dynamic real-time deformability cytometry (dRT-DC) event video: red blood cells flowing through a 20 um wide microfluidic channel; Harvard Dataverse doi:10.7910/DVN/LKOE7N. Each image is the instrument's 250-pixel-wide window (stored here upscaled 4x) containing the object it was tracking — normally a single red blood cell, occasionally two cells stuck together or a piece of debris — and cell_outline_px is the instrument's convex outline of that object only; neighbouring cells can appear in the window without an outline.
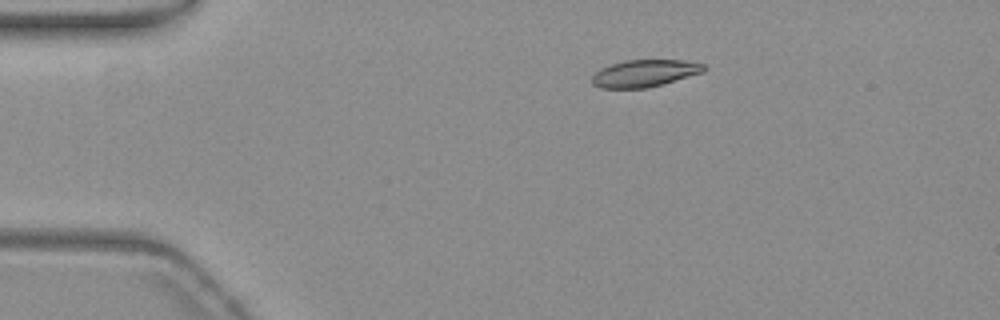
{"species": "common noctule bat (a hibernating species)", "species_latin": "Nyctalus noctula", "temperature_condition": "warm", "stored_images_in_passage": 45, "camera_frame_rate_fps": 3000, "um_per_image_px": 0.085, "animal": {"sex": "female", "body_mass_g": 19.3, "forearm_length_mm": 54.1}, "frame": {"image": 1, "passage_image": 1, "time_ms": 0.0, "image_size_px": [1000, 320], "cell_outline_px": [[708, 68], [704, 72], [664, 84], [648, 88], [600, 88], [592, 84], [592, 76], [600, 68], [624, 60], [684, 60], [704, 64]], "centroid_in_image_um": [54.82, 6.23], "position_along_channel_um": 30.2, "area_um2": 17.86}}
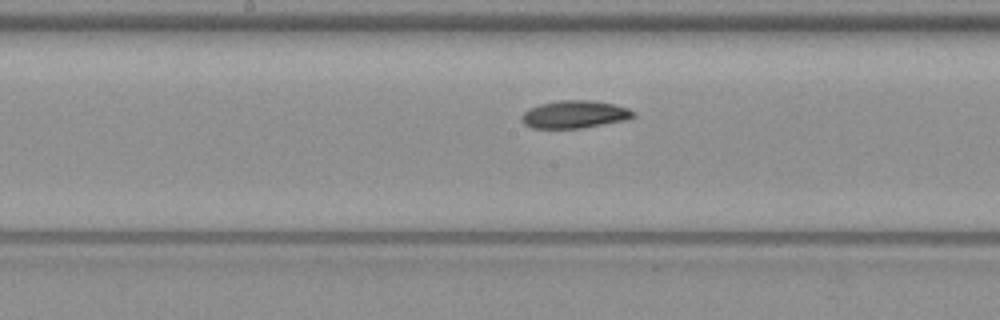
{"frame": {"image": 2, "passage_image": 19, "time_ms": 6.0, "image_size_px": [1000, 320], "cell_outline_px": [[636, 116], [624, 120], [580, 128], [532, 128], [524, 124], [520, 120], [520, 116], [528, 108], [540, 104], [560, 100], [588, 100], [612, 104], [628, 108], [636, 112]], "centroid_in_image_um": [48.8, 9.72], "position_along_channel_um": 199.4, "area_um2": 17.92}}
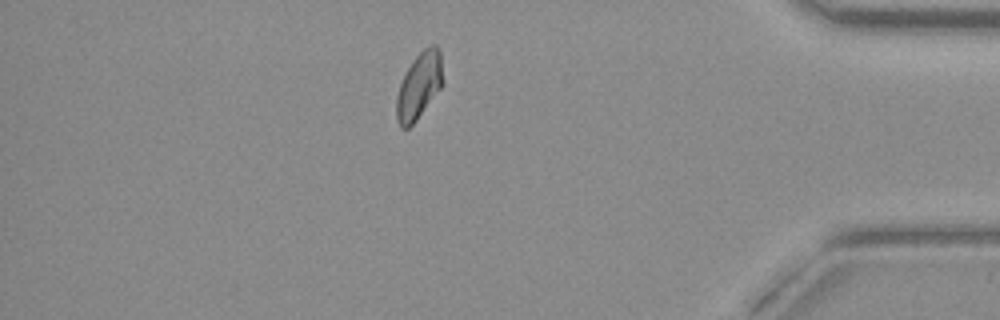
{"frame": {"image": 3, "passage_image": 38, "time_ms": 12.333, "image_size_px": [1000, 320], "cell_outline_px": [[444, 84], [416, 120], [408, 128], [400, 128], [396, 120], [396, 96], [400, 84], [412, 60], [428, 44], [436, 44], [440, 48], [444, 80]], "centroid_in_image_um": [35.65, 7.26], "position_along_channel_um": 399.6, "area_um2": 18.21}, "authors_computed_cell_mechanics": {"area_um2": 17.8024, "velocity_mm_per_s": 3.7776, "shape_relaxation_time_tau1_ms": 10.1108, "shape_relaxation_time_tau2_ms": 10.9855, "deformation_change_tau1": 0.2177, "deformation_change_tau2": 0.1462}}